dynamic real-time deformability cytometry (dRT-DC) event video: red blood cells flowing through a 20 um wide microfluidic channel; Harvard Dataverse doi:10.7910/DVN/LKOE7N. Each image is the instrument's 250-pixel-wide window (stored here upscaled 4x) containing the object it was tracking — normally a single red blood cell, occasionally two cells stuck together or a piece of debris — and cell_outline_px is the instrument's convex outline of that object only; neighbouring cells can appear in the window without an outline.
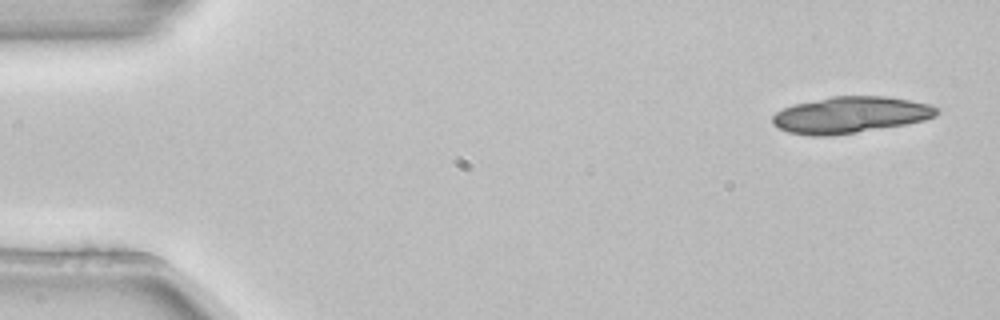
{"species": "common noctule bat (a hibernating species)", "species_latin": "Nyctalus noctula", "temperature_condition": "room temperature", "stored_images_in_passage": 4, "camera_frame_rate_fps": 3000, "um_per_image_px": 0.085, "animal": {"sex": "female", "body_mass_g": 22.7, "forearm_length_mm": 54.2}, "frame": {"image": 1, "passage_image": 1, "time_ms": 0.0, "image_size_px": [1000, 320], "cell_outline_px": [[940, 112], [936, 116], [924, 120], [904, 124], [832, 136], [812, 136], [788, 132], [772, 124], [772, 116], [776, 112], [792, 104], [832, 96], [888, 96], [928, 104], [940, 108]], "centroid_in_image_um": [72.27, 9.76], "position_along_channel_um": 12.7, "area_um2": 34.85}}